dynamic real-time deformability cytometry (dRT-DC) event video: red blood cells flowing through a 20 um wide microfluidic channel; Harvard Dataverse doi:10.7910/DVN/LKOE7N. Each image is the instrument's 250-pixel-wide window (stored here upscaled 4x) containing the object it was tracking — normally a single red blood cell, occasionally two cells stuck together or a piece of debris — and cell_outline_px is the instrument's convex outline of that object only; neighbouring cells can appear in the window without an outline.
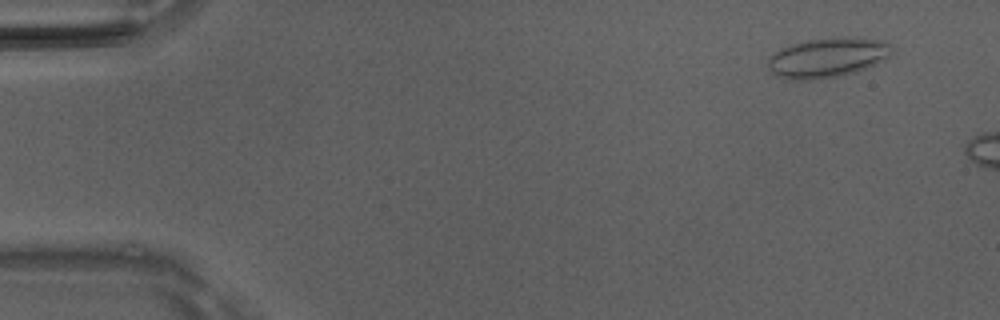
{"species": "Egyptian fruit bat (a non-hibernating species)", "species_latin": "Rousettus aegyptiacus", "temperature_condition": "room temperature", "stored_images_in_passage": 9, "camera_frame_rate_fps": 3000, "um_per_image_px": 0.085, "animal": {"sex": "male"}, "frame": {"image": 1, "passage_image": 4, "time_ms": 1.0, "image_size_px": [1000, 320], "cell_outline_px": [[892, 52], [888, 56], [864, 68], [852, 72], [836, 76], [816, 80], [788, 80], [776, 76], [768, 68], [768, 56], [780, 48], [792, 44], [808, 40], [856, 36], [884, 40], [892, 44]], "centroid_in_image_um": [70.29, 4.88], "position_along_channel_um": 14.7, "area_um2": 28.67}}